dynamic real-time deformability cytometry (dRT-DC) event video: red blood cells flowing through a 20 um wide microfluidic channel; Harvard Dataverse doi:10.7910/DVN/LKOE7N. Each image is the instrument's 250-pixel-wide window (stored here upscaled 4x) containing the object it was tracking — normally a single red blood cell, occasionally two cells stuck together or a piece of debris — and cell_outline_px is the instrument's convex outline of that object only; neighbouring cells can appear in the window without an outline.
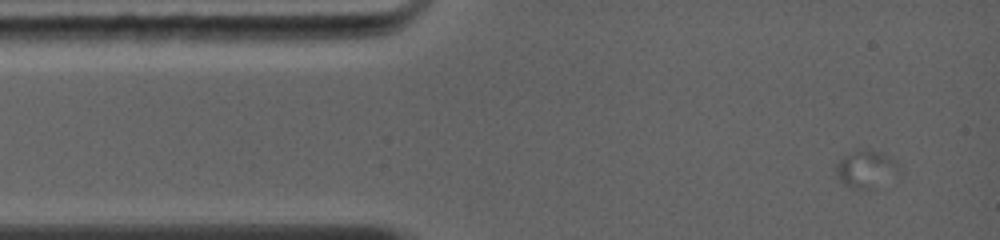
{"species": "common noctule bat (a hibernating species)", "species_latin": "Nyctalus noctula", "temperature_condition": "warm", "stored_images_in_passage": 37, "camera_frame_rate_fps": 5000, "um_per_image_px": 0.085, "animal": {"sex": "female", "body_mass_g": 19.0, "forearm_length_mm": 56.7}, "frame": {"image": 1, "passage_image": 6, "time_ms": 1.2, "image_size_px": [1000, 240], "cell_outline_px": [[900, 172], [868, 188], [848, 188], [836, 176], [836, 164], [844, 156], [856, 152], [880, 152], [896, 160]], "centroid_in_image_um": [73.57, 14.38], "position_along_channel_um": 11.4, "area_um2": 12.77}}
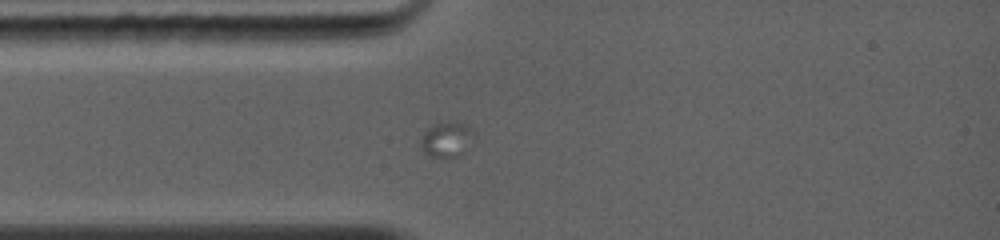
{"frame": {"image": 2, "passage_image": 16, "time_ms": 4.0, "image_size_px": [1000, 240], "cell_outline_px": [[476, 136], [460, 156], [432, 156], [424, 152], [420, 144], [420, 140], [424, 132], [436, 124], [456, 120], [464, 124], [476, 132]], "centroid_in_image_um": [38.01, 11.82], "position_along_channel_um": 47.0, "area_um2": 10.81}}
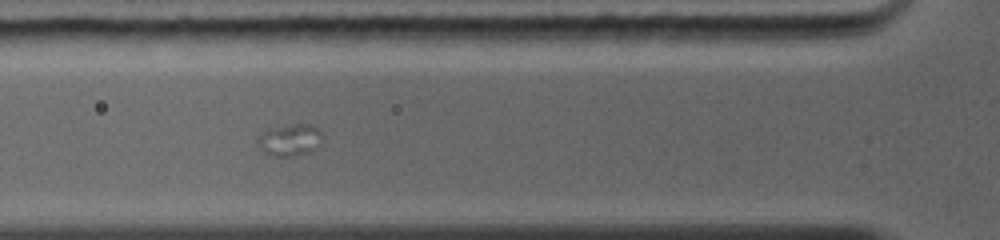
{"frame": {"image": 3, "passage_image": 22, "time_ms": 5.6, "image_size_px": [1000, 240], "cell_outline_px": [[324, 136], [320, 144], [316, 148], [308, 152], [292, 156], [272, 156], [264, 152], [256, 144], [256, 140], [264, 132], [276, 128], [292, 124], [308, 124], [320, 128], [324, 132]], "centroid_in_image_um": [24.7, 11.9], "position_along_channel_um": 101.1, "area_um2": 12.02}}